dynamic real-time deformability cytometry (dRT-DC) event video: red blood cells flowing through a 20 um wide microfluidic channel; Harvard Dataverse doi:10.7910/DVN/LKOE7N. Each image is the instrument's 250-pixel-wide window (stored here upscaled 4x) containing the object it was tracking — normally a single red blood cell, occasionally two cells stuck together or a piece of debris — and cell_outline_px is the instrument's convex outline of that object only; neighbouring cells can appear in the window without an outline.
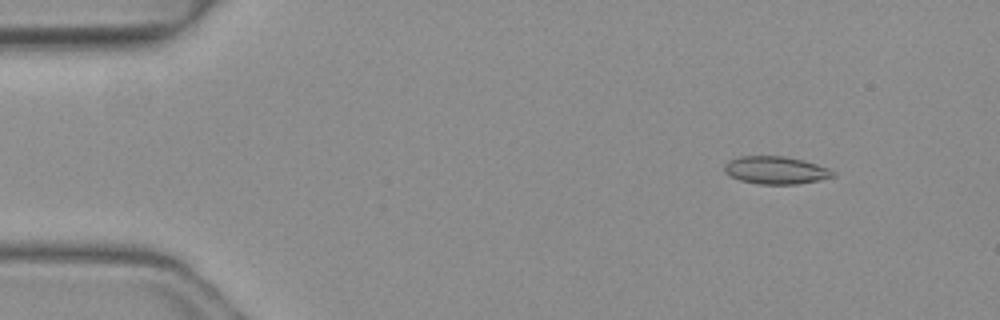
{"species": "common noctule bat (a hibernating species)", "species_latin": "Nyctalus noctula", "temperature_condition": "warm", "stored_images_in_passage": 49, "camera_frame_rate_fps": 3000, "um_per_image_px": 0.085, "animal": {"sex": "female", "body_mass_g": 19.3, "forearm_length_mm": 54.1}, "frame": {"image": 1, "passage_image": 5, "time_ms": 1.333, "image_size_px": [1000, 320], "cell_outline_px": [[836, 176], [796, 184], [756, 184], [740, 180], [724, 172], [724, 164], [728, 160], [740, 156], [784, 156], [804, 160], [828, 168], [836, 172]], "centroid_in_image_um": [65.92, 14.46], "position_along_channel_um": 19.1, "area_um2": 17.51}}
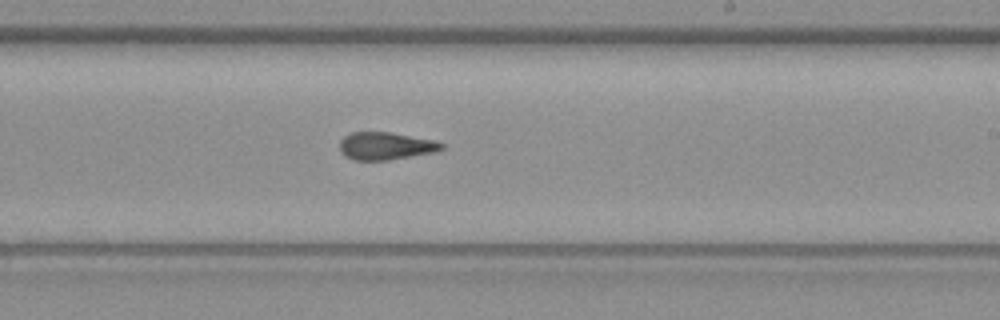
{"frame": {"image": 2, "passage_image": 29, "time_ms": 9.333, "image_size_px": [1000, 320], "cell_outline_px": [[444, 148], [436, 152], [388, 160], [356, 160], [344, 156], [340, 152], [340, 140], [344, 136], [352, 132], [388, 132], [436, 140], [444, 144]], "centroid_in_image_um": [32.79, 12.41], "position_along_channel_um": 256.2, "area_um2": 16.47}}
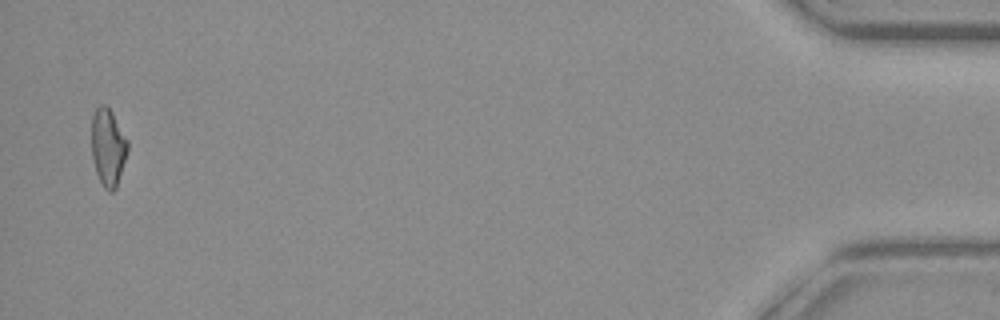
{"frame": {"image": 3, "passage_image": 48, "time_ms": 15.667, "image_size_px": [1000, 320], "cell_outline_px": [[128, 152], [116, 188], [112, 192], [108, 192], [104, 188], [96, 172], [92, 156], [92, 116], [96, 108], [100, 104], [104, 104], [112, 112], [128, 140]], "centroid_in_image_um": [9.19, 12.52], "position_along_channel_um": 426.0, "area_um2": 16.3}, "authors_computed_cell_mechanics": {"area_um2": 16.9932, "velocity_mm_per_s": 4.1493, "shape_relaxation_time_tau1_ms": null, "shape_relaxation_time_tau2_ms": 0.9111, "deformation_change_tau1": null, "deformation_change_tau2": 0.0699}}